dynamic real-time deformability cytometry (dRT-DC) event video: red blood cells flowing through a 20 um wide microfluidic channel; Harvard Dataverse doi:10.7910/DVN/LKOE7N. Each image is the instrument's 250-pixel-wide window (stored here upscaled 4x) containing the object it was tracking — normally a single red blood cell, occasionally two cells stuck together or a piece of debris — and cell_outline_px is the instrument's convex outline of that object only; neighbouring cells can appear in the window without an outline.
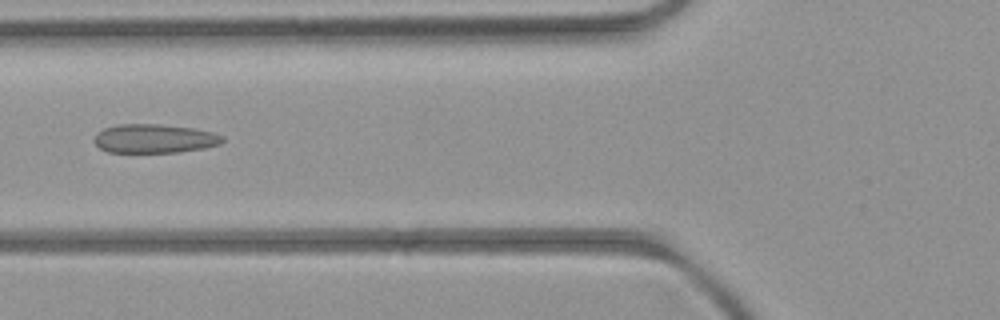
{"species": "common noctule bat (a hibernating species)", "species_latin": "Nyctalus noctula", "temperature_condition": "room temperature", "stored_images_in_passage": 6, "camera_frame_rate_fps": 3000, "um_per_image_px": 0.085, "animal": {"sex": "female", "body_mass_g": 21.9}, "frame": {"image": 1, "passage_image": 5, "time_ms": 4.667, "image_size_px": [1000, 320], "cell_outline_px": [[224, 140], [220, 144], [204, 148], [180, 152], [108, 152], [100, 148], [96, 144], [96, 136], [104, 128], [116, 124], [156, 124], [192, 128], [212, 132], [224, 136]], "centroid_in_image_um": [13.16, 11.78], "position_along_channel_um": 112.6, "area_um2": 21.39}}
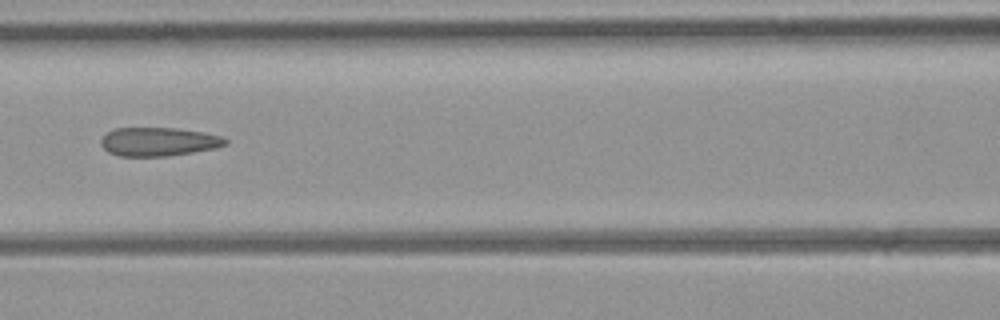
{"frame": {"image": 2, "passage_image": 6, "time_ms": 5.667, "image_size_px": [1000, 320], "cell_outline_px": [[228, 144], [216, 148], [168, 156], [120, 156], [108, 152], [100, 144], [100, 140], [108, 132], [116, 128], [176, 128], [204, 132], [220, 136], [228, 140]], "centroid_in_image_um": [13.49, 12.04], "position_along_channel_um": 153.1, "area_um2": 20.75}}